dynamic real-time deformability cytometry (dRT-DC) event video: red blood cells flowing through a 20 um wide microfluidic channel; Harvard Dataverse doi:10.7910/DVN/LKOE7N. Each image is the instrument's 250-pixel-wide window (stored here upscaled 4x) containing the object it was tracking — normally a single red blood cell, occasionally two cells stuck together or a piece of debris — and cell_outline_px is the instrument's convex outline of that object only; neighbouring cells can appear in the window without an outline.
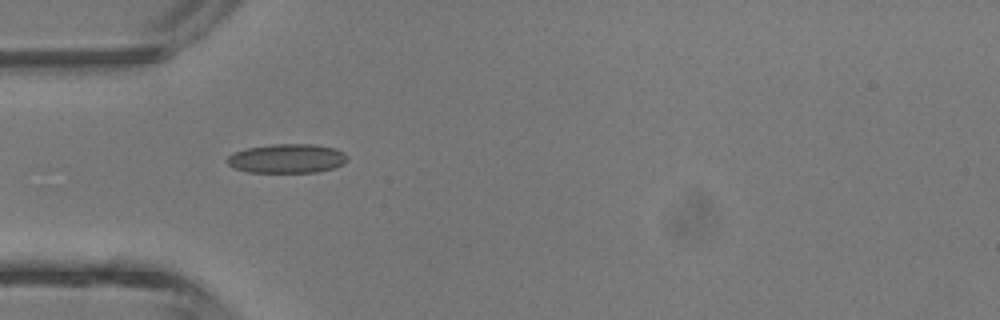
{"species": "common noctule bat (a hibernating species)", "species_latin": "Nyctalus noctula", "temperature_condition": "room temperature", "stored_images_in_passage": 5, "camera_frame_rate_fps": 3000, "um_per_image_px": 0.085, "animal": {"sex": "male", "body_mass_g": 13.3}, "frame": {"image": 1, "passage_image": 4, "time_ms": 4.333, "image_size_px": [1000, 320], "cell_outline_px": [[348, 160], [344, 164], [332, 168], [316, 172], [248, 172], [232, 168], [224, 160], [228, 156], [236, 152], [248, 148], [272, 144], [312, 144], [336, 148], [344, 152], [348, 156]], "centroid_in_image_um": [24.4, 13.47], "position_along_channel_um": 60.6, "area_um2": 20.52}}
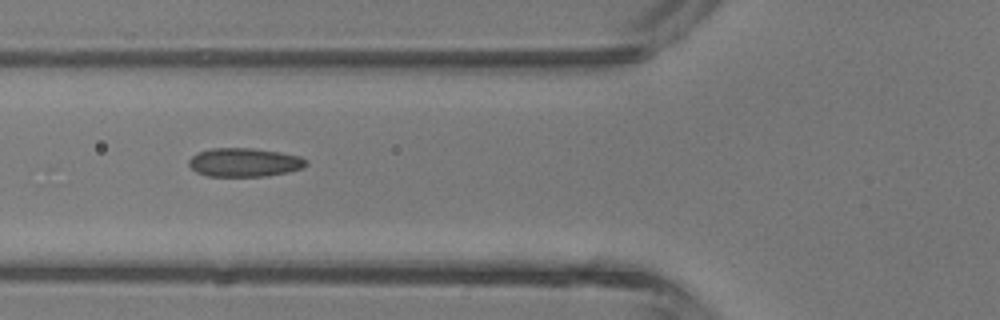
{"frame": {"image": 2, "passage_image": 5, "time_ms": 5.333, "image_size_px": [1000, 320], "cell_outline_px": [[308, 164], [304, 168], [288, 172], [268, 176], [208, 176], [196, 172], [188, 164], [188, 160], [192, 156], [200, 152], [212, 148], [252, 148], [280, 152], [300, 156], [308, 160]], "centroid_in_image_um": [20.81, 13.8], "position_along_channel_um": 105.0, "area_um2": 19.71}}